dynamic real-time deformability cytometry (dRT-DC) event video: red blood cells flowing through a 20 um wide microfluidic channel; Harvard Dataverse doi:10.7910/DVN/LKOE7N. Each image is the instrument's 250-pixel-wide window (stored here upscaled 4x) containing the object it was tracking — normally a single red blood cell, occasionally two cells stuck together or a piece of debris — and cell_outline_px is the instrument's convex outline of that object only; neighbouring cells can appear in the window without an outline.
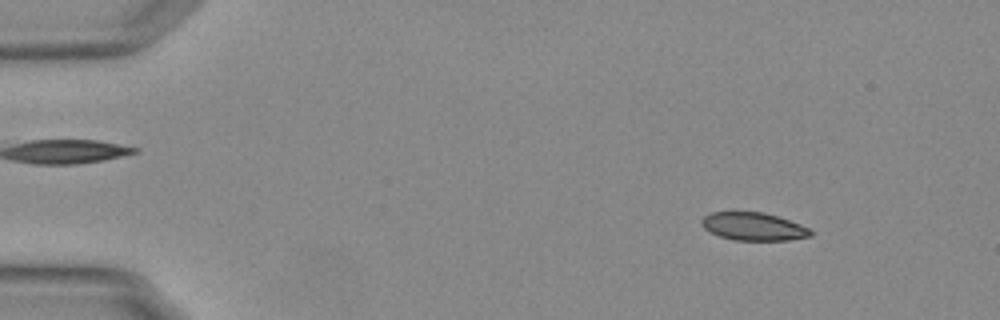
{"species": "Egyptian fruit bat (a non-hibernating species)", "species_latin": "Rousettus aegyptiacus", "temperature_condition": "warm", "stored_images_in_passage": 51, "camera_frame_rate_fps": 3000, "um_per_image_px": 0.085, "animal": {"sex": "female"}, "frame": {"image": 1, "passage_image": 3, "time_ms": 0.667, "image_size_px": [1000, 320], "cell_outline_px": [[812, 236], [788, 240], [732, 240], [720, 236], [704, 228], [700, 220], [704, 216], [712, 212], [764, 212], [800, 224], [808, 228], [812, 232]], "centroid_in_image_um": [64.04, 19.25], "position_along_channel_um": 21.0, "area_um2": 17.57}}
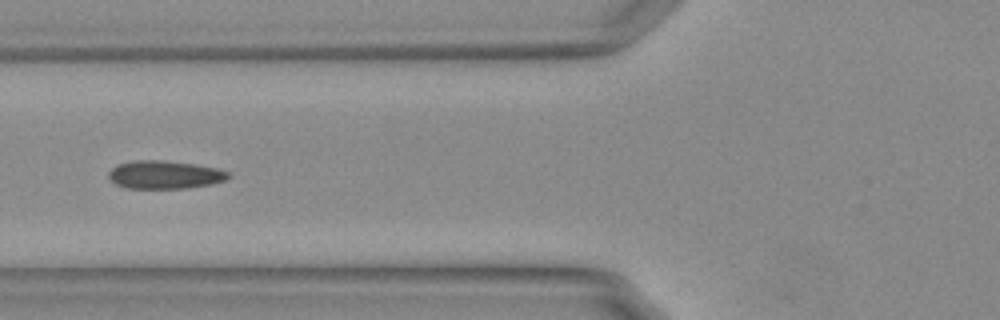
{"frame": {"image": 2, "passage_image": 18, "time_ms": 5.667, "image_size_px": [1000, 320], "cell_outline_px": [[232, 176], [224, 180], [212, 184], [188, 188], [128, 188], [116, 184], [108, 176], [108, 172], [116, 164], [132, 160], [160, 160], [196, 164], [220, 168], [232, 172]], "centroid_in_image_um": [14.05, 14.84], "position_along_channel_um": 111.8, "area_um2": 19.88}}
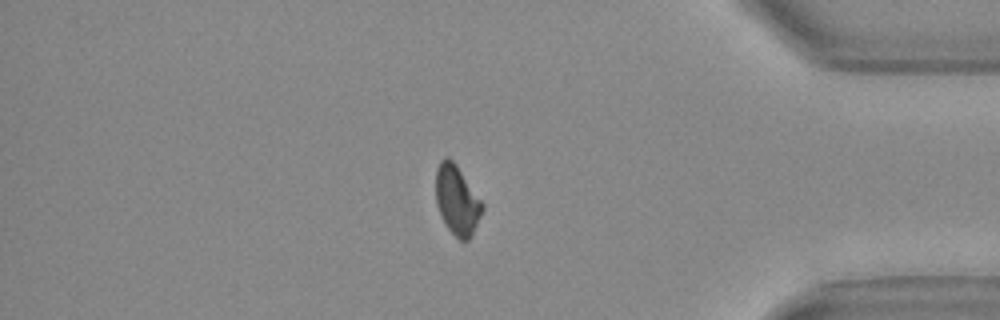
{"frame": {"image": 3, "passage_image": 43, "time_ms": 14.0, "image_size_px": [1000, 320], "cell_outline_px": [[484, 208], [468, 240], [460, 240], [444, 224], [440, 216], [436, 204], [436, 168], [440, 160], [444, 156], [448, 156], [456, 164], [484, 204]], "centroid_in_image_um": [38.82, 16.97], "position_along_channel_um": 396.4, "area_um2": 18.73}, "authors_computed_cell_mechanics": {"area_um2": 19.074, "velocity_mm_per_s": 3.7527, "shape_relaxation_time_tau1_ms": null, "shape_relaxation_time_tau2_ms": 2.1446, "deformation_change_tau1": null, "deformation_change_tau2": 0.0439}}